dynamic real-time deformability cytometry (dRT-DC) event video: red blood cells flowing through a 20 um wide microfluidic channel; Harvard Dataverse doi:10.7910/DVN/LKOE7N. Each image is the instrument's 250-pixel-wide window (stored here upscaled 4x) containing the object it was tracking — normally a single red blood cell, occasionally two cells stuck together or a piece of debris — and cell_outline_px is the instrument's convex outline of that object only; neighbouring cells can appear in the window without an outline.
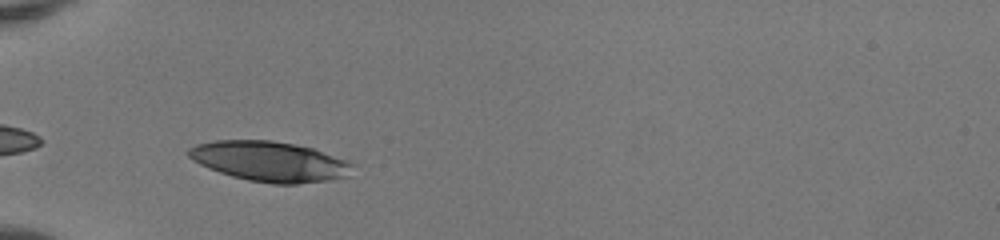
{"species": "human", "species_latin": "Homo sapiens", "temperature_condition": "room temperature", "stored_images_in_passage": 30, "camera_frame_rate_fps": 3000, "um_per_image_px": 0.085, "donor": {"sex": "female"}, "frame": {"image": 1, "passage_image": 2, "time_ms": 0.333, "image_size_px": [1000, 240], "cell_outline_px": [[356, 164], [348, 176], [328, 180], [296, 184], [272, 184], [248, 180], [232, 176], [208, 168], [192, 160], [188, 156], [188, 148], [196, 144], [216, 140], [272, 140], [296, 144], [312, 148], [348, 160]], "centroid_in_image_um": [22.95, 13.71], "position_along_channel_um": 62.1, "area_um2": 38.49}}
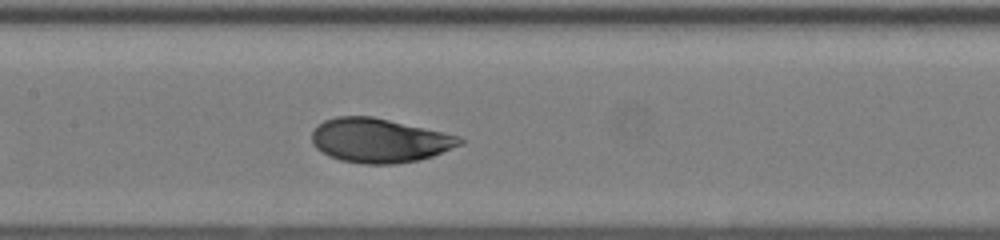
{"frame": {"image": 2, "passage_image": 11, "time_ms": 3.333, "image_size_px": [1000, 240], "cell_outline_px": [[464, 144], [432, 156], [420, 160], [396, 164], [364, 164], [340, 160], [328, 156], [320, 152], [312, 144], [312, 132], [324, 120], [336, 116], [372, 116], [444, 132], [460, 136], [464, 140]], "centroid_in_image_um": [32.26, 11.94], "position_along_channel_um": 175.1, "area_um2": 38.32}}
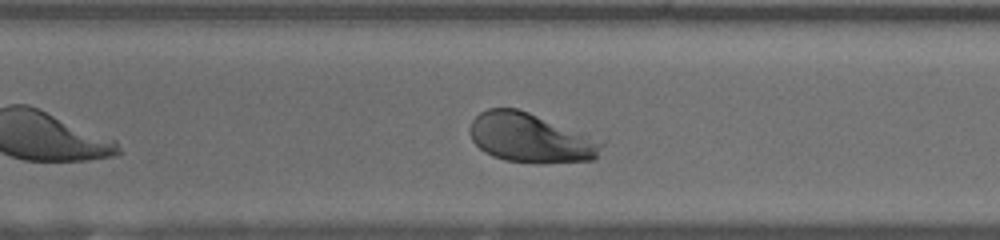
{"frame": {"image": 3, "passage_image": 22, "time_ms": 7.0, "image_size_px": [1000, 240], "cell_outline_px": [[604, 144], [596, 156], [592, 160], [504, 160], [492, 156], [484, 152], [472, 140], [468, 132], [468, 128], [472, 120], [480, 112], [488, 108], [516, 108], [528, 112]], "centroid_in_image_um": [44.91, 11.67], "position_along_channel_um": 325.7, "area_um2": 35.84}, "authors_computed_cell_mechanics": {"area_um2": 38.0035, "velocity_mm_per_s": 4.1186, "shape_relaxation_time_tau1_ms": 1.9572, "shape_relaxation_time_tau2_ms": null, "deformation_change_tau1": 0.1464, "deformation_change_tau2": null}}